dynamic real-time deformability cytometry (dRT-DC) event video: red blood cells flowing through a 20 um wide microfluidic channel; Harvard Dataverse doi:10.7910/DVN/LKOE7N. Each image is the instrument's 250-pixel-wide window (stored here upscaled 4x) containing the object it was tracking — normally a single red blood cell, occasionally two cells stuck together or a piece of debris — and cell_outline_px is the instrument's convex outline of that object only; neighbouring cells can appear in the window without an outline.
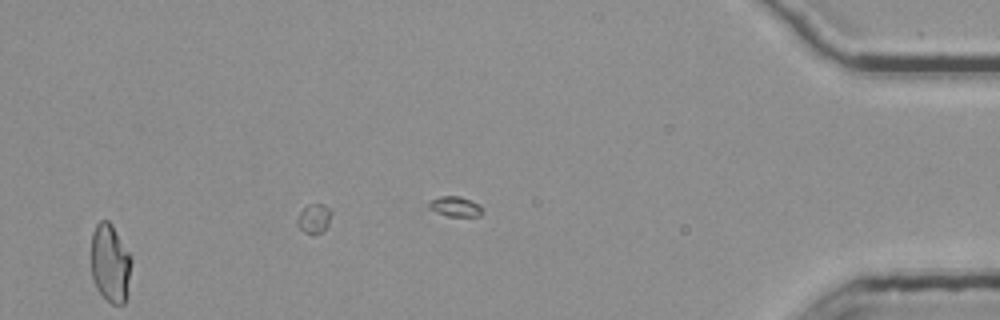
{"species": "common noctule bat (a hibernating species)", "species_latin": "Nyctalus noctula", "temperature_condition": "room temperature", "stored_images_in_passage": 41, "camera_frame_rate_fps": 3000, "um_per_image_px": 0.085, "animal": {"sex": "female", "body_mass_g": 25.1}, "frame": {"image": 1, "passage_image": 40, "time_ms": 13.0, "image_size_px": [1000, 320], "cell_outline_px": [[132, 260], [124, 304], [112, 304], [96, 288], [92, 276], [92, 232], [96, 224], [100, 220], [108, 220], [112, 224], [128, 252]], "centroid_in_image_um": [9.35, 22.34], "position_along_channel_um": 425.8, "area_um2": 17.98}}